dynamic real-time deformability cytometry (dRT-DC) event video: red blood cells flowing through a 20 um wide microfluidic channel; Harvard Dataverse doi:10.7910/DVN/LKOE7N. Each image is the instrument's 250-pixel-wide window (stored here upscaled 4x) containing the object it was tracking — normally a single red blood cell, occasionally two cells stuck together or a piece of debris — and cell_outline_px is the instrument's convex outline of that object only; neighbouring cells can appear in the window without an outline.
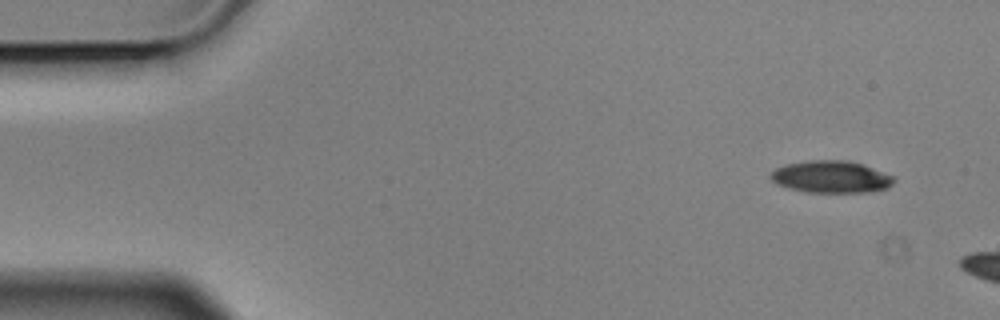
{"species": "Egyptian fruit bat (a non-hibernating species)", "species_latin": "Rousettus aegyptiacus", "temperature_condition": "cold", "stored_images_in_passage": 3, "camera_frame_rate_fps": 3000, "um_per_image_px": 0.085, "animal": {"sex": "male"}, "frame": {"image": 1, "passage_image": 1, "time_ms": 0.0, "image_size_px": [1000, 320], "cell_outline_px": [[896, 180], [888, 188], [872, 192], [804, 192], [788, 188], [776, 184], [768, 176], [776, 168], [788, 164], [808, 160], [848, 160], [896, 176]], "centroid_in_image_um": [70.66, 15.04], "position_along_channel_um": 14.3, "area_um2": 23.18}}